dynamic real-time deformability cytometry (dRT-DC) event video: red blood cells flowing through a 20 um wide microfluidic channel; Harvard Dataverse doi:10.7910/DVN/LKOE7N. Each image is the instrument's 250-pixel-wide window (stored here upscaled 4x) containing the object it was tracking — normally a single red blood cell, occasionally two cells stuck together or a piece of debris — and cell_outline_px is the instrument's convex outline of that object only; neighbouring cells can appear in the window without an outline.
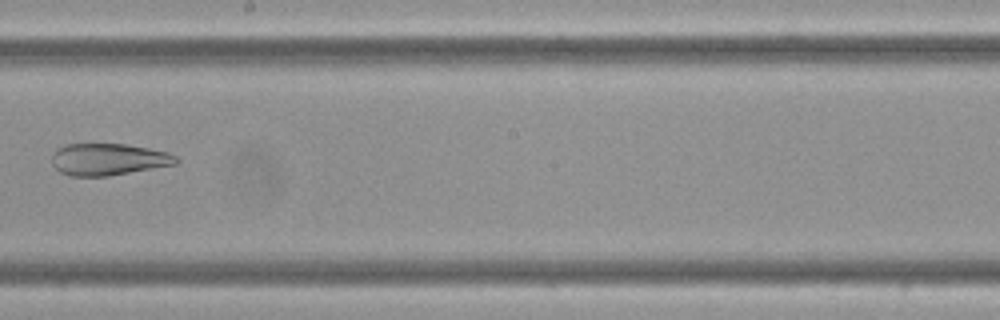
{"species": "Egyptian fruit bat (a non-hibernating species)", "species_latin": "Rousettus aegyptiacus", "temperature_condition": "cold", "stored_images_in_passage": 15, "camera_frame_rate_fps": 3000, "um_per_image_px": 0.085, "frame": {"image": 1, "passage_image": 9, "time_ms": 2.667, "image_size_px": [1000, 320], "cell_outline_px": [[180, 160], [176, 164], [108, 176], [68, 176], [60, 172], [52, 164], [52, 156], [56, 148], [68, 144], [124, 144], [148, 148], [168, 152], [176, 156]], "centroid_in_image_um": [9.2, 13.55], "position_along_channel_um": 239.0, "area_um2": 23.06}}
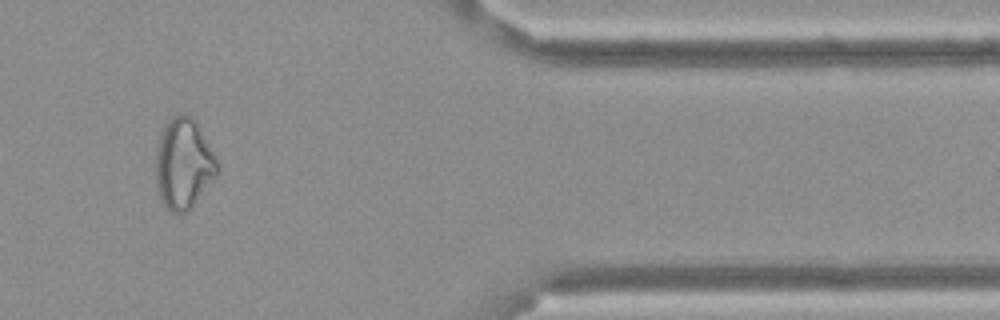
{"frame": {"image": 2, "passage_image": 13, "time_ms": 4.0, "image_size_px": [1000, 320], "cell_outline_px": [[220, 168], [216, 176], [192, 208], [188, 212], [172, 212], [164, 208], [160, 200], [156, 184], [156, 148], [164, 124], [172, 116], [184, 112], [192, 116], [196, 120]], "centroid_in_image_um": [15.58, 13.92], "position_along_channel_um": 395.8, "area_um2": 32.77}}